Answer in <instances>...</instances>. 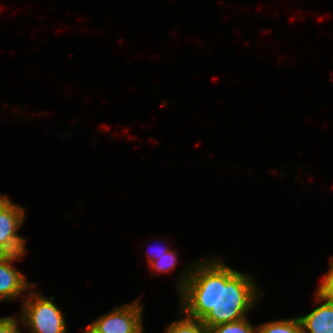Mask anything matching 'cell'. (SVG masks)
Here are the masks:
<instances>
[{"instance_id": "13", "label": "cell", "mask_w": 333, "mask_h": 333, "mask_svg": "<svg viewBox=\"0 0 333 333\" xmlns=\"http://www.w3.org/2000/svg\"><path fill=\"white\" fill-rule=\"evenodd\" d=\"M169 250L170 248H163V249L161 247L155 248L154 251H151L150 254L149 253L147 254L146 257L148 258V262L150 263L153 260H157L158 257H161L162 255H164L165 252H168Z\"/></svg>"}, {"instance_id": "7", "label": "cell", "mask_w": 333, "mask_h": 333, "mask_svg": "<svg viewBox=\"0 0 333 333\" xmlns=\"http://www.w3.org/2000/svg\"><path fill=\"white\" fill-rule=\"evenodd\" d=\"M256 333H303L298 317L275 320L256 327Z\"/></svg>"}, {"instance_id": "12", "label": "cell", "mask_w": 333, "mask_h": 333, "mask_svg": "<svg viewBox=\"0 0 333 333\" xmlns=\"http://www.w3.org/2000/svg\"><path fill=\"white\" fill-rule=\"evenodd\" d=\"M17 316H7V317H0V333H22L19 330V323L20 319Z\"/></svg>"}, {"instance_id": "2", "label": "cell", "mask_w": 333, "mask_h": 333, "mask_svg": "<svg viewBox=\"0 0 333 333\" xmlns=\"http://www.w3.org/2000/svg\"><path fill=\"white\" fill-rule=\"evenodd\" d=\"M27 294L19 317L26 330L30 333H66V321L63 312L54 303V297L48 299L33 290Z\"/></svg>"}, {"instance_id": "6", "label": "cell", "mask_w": 333, "mask_h": 333, "mask_svg": "<svg viewBox=\"0 0 333 333\" xmlns=\"http://www.w3.org/2000/svg\"><path fill=\"white\" fill-rule=\"evenodd\" d=\"M315 302H323L309 314L298 316L303 333H333V300L316 291Z\"/></svg>"}, {"instance_id": "9", "label": "cell", "mask_w": 333, "mask_h": 333, "mask_svg": "<svg viewBox=\"0 0 333 333\" xmlns=\"http://www.w3.org/2000/svg\"><path fill=\"white\" fill-rule=\"evenodd\" d=\"M207 333H256V327L254 328L245 317L235 322L222 323L208 328Z\"/></svg>"}, {"instance_id": "11", "label": "cell", "mask_w": 333, "mask_h": 333, "mask_svg": "<svg viewBox=\"0 0 333 333\" xmlns=\"http://www.w3.org/2000/svg\"><path fill=\"white\" fill-rule=\"evenodd\" d=\"M317 291L324 297L333 300V257L330 258L329 270L325 274Z\"/></svg>"}, {"instance_id": "10", "label": "cell", "mask_w": 333, "mask_h": 333, "mask_svg": "<svg viewBox=\"0 0 333 333\" xmlns=\"http://www.w3.org/2000/svg\"><path fill=\"white\" fill-rule=\"evenodd\" d=\"M151 270H154L155 272L165 273L172 271L176 265H177V257L176 252L172 250H169L168 252H165L164 255L161 257H158L157 260H153L149 263Z\"/></svg>"}, {"instance_id": "14", "label": "cell", "mask_w": 333, "mask_h": 333, "mask_svg": "<svg viewBox=\"0 0 333 333\" xmlns=\"http://www.w3.org/2000/svg\"><path fill=\"white\" fill-rule=\"evenodd\" d=\"M6 255V253L0 248V260Z\"/></svg>"}, {"instance_id": "8", "label": "cell", "mask_w": 333, "mask_h": 333, "mask_svg": "<svg viewBox=\"0 0 333 333\" xmlns=\"http://www.w3.org/2000/svg\"><path fill=\"white\" fill-rule=\"evenodd\" d=\"M184 316L168 325L165 333H207V328L201 323V320Z\"/></svg>"}, {"instance_id": "4", "label": "cell", "mask_w": 333, "mask_h": 333, "mask_svg": "<svg viewBox=\"0 0 333 333\" xmlns=\"http://www.w3.org/2000/svg\"><path fill=\"white\" fill-rule=\"evenodd\" d=\"M24 219V208L0 194V248L7 255H25L26 240L18 235Z\"/></svg>"}, {"instance_id": "1", "label": "cell", "mask_w": 333, "mask_h": 333, "mask_svg": "<svg viewBox=\"0 0 333 333\" xmlns=\"http://www.w3.org/2000/svg\"><path fill=\"white\" fill-rule=\"evenodd\" d=\"M216 259L193 263L177 284L180 314L201 320L207 329L245 318L264 294H258L250 275L226 266L221 258Z\"/></svg>"}, {"instance_id": "3", "label": "cell", "mask_w": 333, "mask_h": 333, "mask_svg": "<svg viewBox=\"0 0 333 333\" xmlns=\"http://www.w3.org/2000/svg\"><path fill=\"white\" fill-rule=\"evenodd\" d=\"M139 300L123 304L87 325L86 333H144Z\"/></svg>"}, {"instance_id": "5", "label": "cell", "mask_w": 333, "mask_h": 333, "mask_svg": "<svg viewBox=\"0 0 333 333\" xmlns=\"http://www.w3.org/2000/svg\"><path fill=\"white\" fill-rule=\"evenodd\" d=\"M23 259V255H5L0 260V302L4 300H15L17 296H23V292L31 287L33 283L26 281L22 272L16 270L13 262Z\"/></svg>"}]
</instances>
